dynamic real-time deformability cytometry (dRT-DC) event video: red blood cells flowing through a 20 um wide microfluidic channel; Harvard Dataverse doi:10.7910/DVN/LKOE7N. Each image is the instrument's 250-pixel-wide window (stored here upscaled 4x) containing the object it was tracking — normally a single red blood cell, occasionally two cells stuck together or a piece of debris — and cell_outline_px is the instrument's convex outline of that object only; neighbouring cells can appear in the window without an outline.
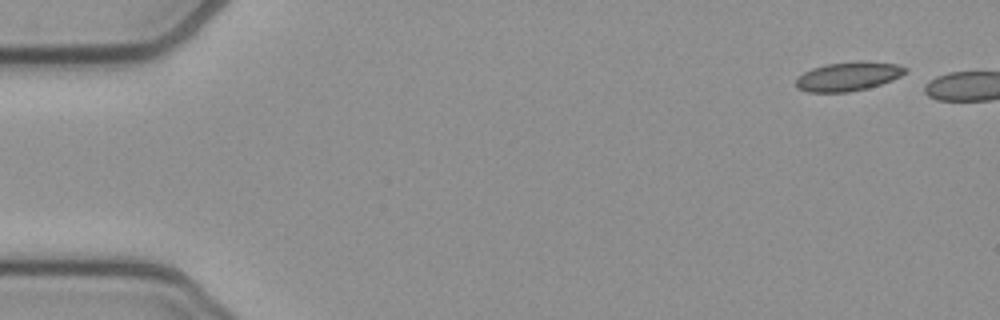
{"species": "common noctule bat (a hibernating species)", "species_latin": "Nyctalus noctula", "temperature_condition": "cold", "stored_images_in_passage": 41, "camera_frame_rate_fps": 3000, "um_per_image_px": 0.085, "animal": {"sex": "female", "body_mass_g": 21.9}, "frame": {"image": 1, "passage_image": 1, "time_ms": 0.0, "image_size_px": [1000, 320], "cell_outline_px": [[908, 72], [892, 80], [868, 88], [848, 92], [808, 92], [796, 88], [796, 80], [804, 72], [812, 68], [824, 64], [896, 64], [908, 68]], "centroid_in_image_um": [72.05, 6.55], "position_along_channel_um": 12.9, "area_um2": 17.57}}
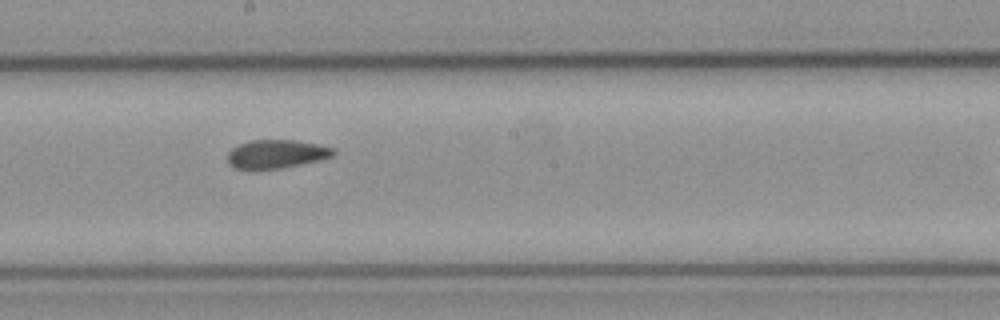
{"frame": {"image": 2, "passage_image": 27, "time_ms": 8.667, "image_size_px": [1000, 320], "cell_outline_px": [[336, 152], [332, 156], [300, 164], [280, 168], [256, 172], [252, 172], [232, 168], [228, 164], [228, 152], [232, 148], [248, 140], [292, 140], [316, 144], [336, 148]], "centroid_in_image_um": [23.4, 13.13], "position_along_channel_um": 224.8, "area_um2": 18.03}}
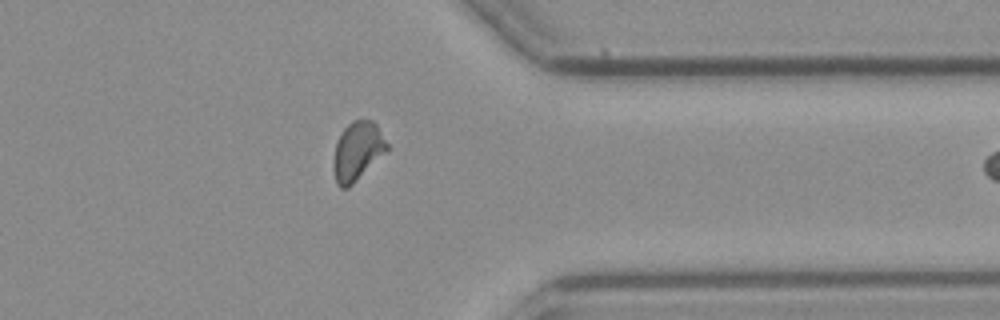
{"frame": {"image": 3, "passage_image": 40, "time_ms": 13.0, "image_size_px": [1000, 320], "cell_outline_px": [[388, 152], [348, 188], [340, 188], [336, 184], [332, 168], [332, 160], [336, 140], [344, 128], [352, 120], [372, 120], [376, 124], [388, 144]], "centroid_in_image_um": [30.36, 12.87], "position_along_channel_um": 381.0, "area_um2": 18.73}}